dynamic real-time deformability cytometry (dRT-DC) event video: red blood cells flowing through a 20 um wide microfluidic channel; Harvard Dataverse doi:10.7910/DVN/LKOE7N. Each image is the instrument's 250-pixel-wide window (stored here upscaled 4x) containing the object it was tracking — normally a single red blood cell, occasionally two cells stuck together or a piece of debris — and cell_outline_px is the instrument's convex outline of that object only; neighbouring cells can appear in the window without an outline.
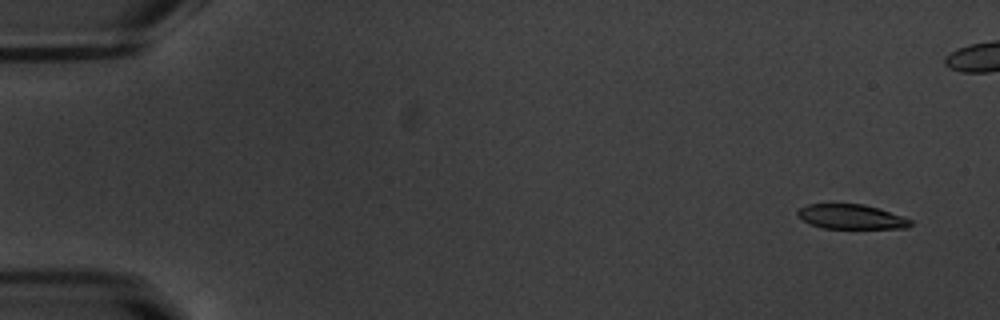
{"species": "common noctule bat (a hibernating species)", "species_latin": "Nyctalus noctula", "temperature_condition": "warm", "stored_images_in_passage": 53, "camera_frame_rate_fps": 3000, "um_per_image_px": 0.085, "animal": {"sex": "male", "body_mass_g": 20.1, "forearm_length_mm": 53.5}, "frame": {"image": 1, "passage_image": 1, "time_ms": 0.0, "image_size_px": [1000, 320], "cell_outline_px": [[912, 224], [908, 228], [824, 228], [808, 224], [796, 216], [796, 212], [800, 208], [808, 204], [864, 204], [880, 208], [904, 216], [912, 220]], "centroid_in_image_um": [72.35, 18.42], "position_along_channel_um": 12.6, "area_um2": 16.42}}
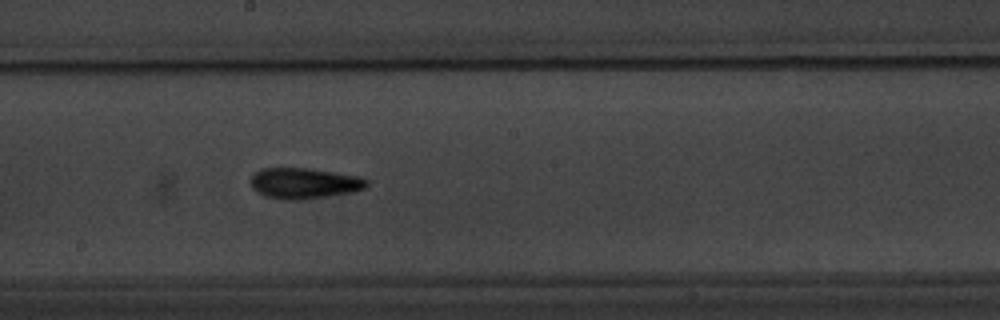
{"frame": {"image": 2, "passage_image": 28, "time_ms": 9.0, "image_size_px": [1000, 320], "cell_outline_px": [[368, 184], [364, 188], [352, 192], [300, 200], [280, 200], [264, 196], [256, 192], [252, 188], [252, 172], [260, 168], [308, 168], [356, 176], [368, 180]], "centroid_in_image_um": [25.78, 15.58], "position_along_channel_um": 222.4, "area_um2": 20.81}}
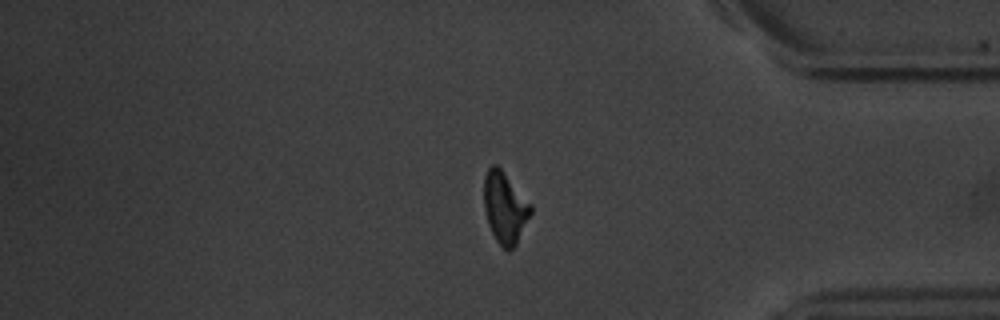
{"frame": {"image": 3, "passage_image": 43, "time_ms": 14.0, "image_size_px": [1000, 320], "cell_outline_px": [[532, 212], [516, 244], [508, 252], [496, 240], [488, 224], [484, 208], [484, 176], [488, 168], [492, 164], [496, 164], [504, 172], [532, 204]], "centroid_in_image_um": [42.92, 17.63], "position_along_channel_um": 392.3, "area_um2": 19.42}, "authors_computed_cell_mechanics": {"area_um2": 19.1318, "velocity_mm_per_s": 3.8068, "shape_relaxation_time_tau1_ms": 2.9796, "shape_relaxation_time_tau2_ms": 3.9548, "deformation_change_tau1": 0.154, "deformation_change_tau2": 0.0994}}